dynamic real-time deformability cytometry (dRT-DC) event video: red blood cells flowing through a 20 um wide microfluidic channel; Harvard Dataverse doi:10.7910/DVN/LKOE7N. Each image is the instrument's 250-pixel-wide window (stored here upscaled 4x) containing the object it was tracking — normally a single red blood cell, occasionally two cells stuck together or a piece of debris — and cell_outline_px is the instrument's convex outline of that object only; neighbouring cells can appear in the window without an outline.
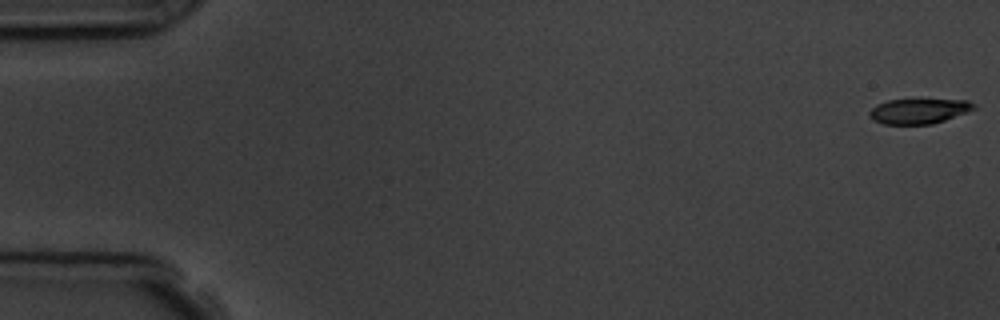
{"species": "common noctule bat (a hibernating species)", "species_latin": "Nyctalus noctula", "temperature_condition": "room temperature", "stored_images_in_passage": 9, "camera_frame_rate_fps": 3000, "um_per_image_px": 0.085, "animal": {"sex": "male", "body_mass_g": 19.5, "forearm_length_mm": 54.6}, "frame": {"image": 1, "passage_image": 1, "time_ms": 0.0, "image_size_px": [1000, 320], "cell_outline_px": [[976, 108], [968, 112], [932, 124], [884, 124], [872, 120], [868, 116], [868, 112], [876, 104], [888, 100], [968, 100], [976, 104]], "centroid_in_image_um": [78.08, 9.45], "position_along_channel_um": 6.9, "area_um2": 15.26}}
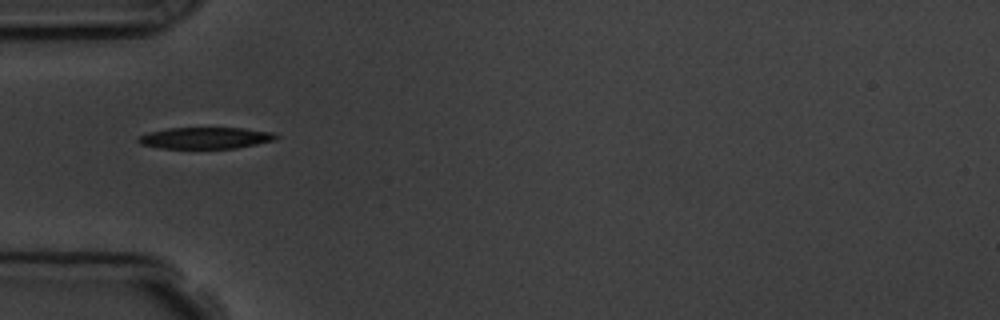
{"frame": {"image": 2, "passage_image": 6, "time_ms": 5.667, "image_size_px": [1000, 320], "cell_outline_px": [[280, 136], [276, 140], [236, 148], [160, 148], [140, 144], [136, 140], [140, 136], [148, 132], [168, 128], [244, 128], [272, 132]], "centroid_in_image_um": [17.48, 11.72], "position_along_channel_um": 67.5, "area_um2": 17.22}}